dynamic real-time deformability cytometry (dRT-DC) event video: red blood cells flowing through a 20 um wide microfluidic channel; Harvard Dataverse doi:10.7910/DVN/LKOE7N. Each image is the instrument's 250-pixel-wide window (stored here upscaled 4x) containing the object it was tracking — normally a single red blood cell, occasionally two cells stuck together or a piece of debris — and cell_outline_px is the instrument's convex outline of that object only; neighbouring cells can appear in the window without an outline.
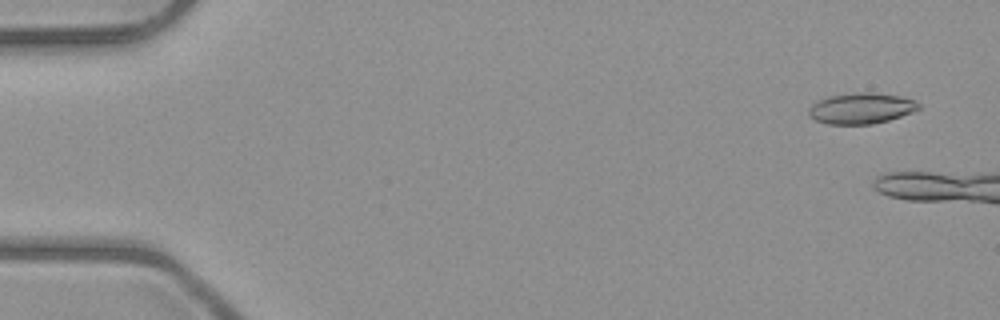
{"species": "common noctule bat (a hibernating species)", "species_latin": "Nyctalus noctula", "temperature_condition": "room temperature", "stored_images_in_passage": 3, "camera_frame_rate_fps": 3000, "um_per_image_px": 0.085, "animal": {"sex": "male", "body_mass_g": 23.1, "forearm_length_mm": 52.7}, "frame": {"image": 1, "passage_image": 1, "time_ms": 0.0, "image_size_px": [1000, 320], "cell_outline_px": [[920, 108], [912, 112], [888, 120], [872, 124], [828, 124], [816, 120], [808, 116], [808, 108], [816, 100], [828, 96], [864, 92], [868, 92], [900, 96], [916, 100], [920, 104]], "centroid_in_image_um": [73.18, 9.21], "position_along_channel_um": 11.8, "area_um2": 19.77}}